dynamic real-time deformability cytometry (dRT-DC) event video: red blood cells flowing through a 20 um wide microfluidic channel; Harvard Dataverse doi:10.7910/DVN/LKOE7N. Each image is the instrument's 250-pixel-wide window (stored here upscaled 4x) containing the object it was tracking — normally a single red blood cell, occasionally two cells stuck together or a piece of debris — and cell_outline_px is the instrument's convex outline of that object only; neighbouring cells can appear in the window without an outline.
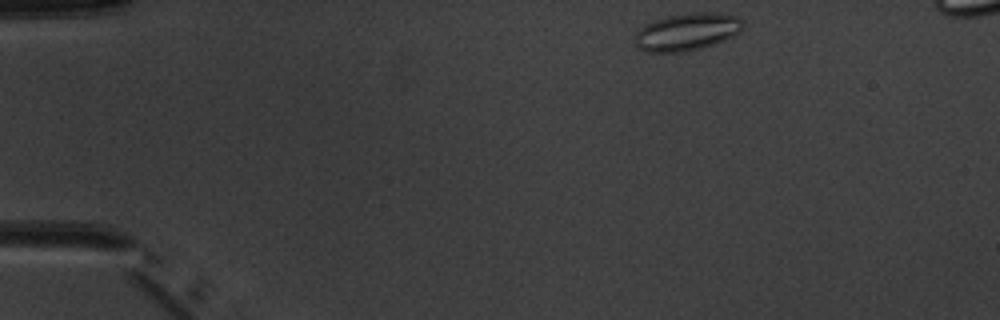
{"species": "common noctule bat (a hibernating species)", "species_latin": "Nyctalus noctula", "temperature_condition": "warm", "stored_images_in_passage": 4, "camera_frame_rate_fps": 3000, "um_per_image_px": 0.085, "animal": {"sex": "male", "body_mass_g": 20.1, "forearm_length_mm": 53.5}, "frame": {"image": 1, "passage_image": 1, "time_ms": 0.0, "image_size_px": [1000, 320], "cell_outline_px": [[744, 24], [740, 32], [736, 36], [704, 48], [684, 52], [644, 52], [636, 44], [636, 32], [640, 28], [656, 20], [668, 16], [696, 12], [716, 12], [736, 16], [744, 20]], "centroid_in_image_um": [58.47, 2.71], "position_along_channel_um": 26.5, "area_um2": 23.7}}